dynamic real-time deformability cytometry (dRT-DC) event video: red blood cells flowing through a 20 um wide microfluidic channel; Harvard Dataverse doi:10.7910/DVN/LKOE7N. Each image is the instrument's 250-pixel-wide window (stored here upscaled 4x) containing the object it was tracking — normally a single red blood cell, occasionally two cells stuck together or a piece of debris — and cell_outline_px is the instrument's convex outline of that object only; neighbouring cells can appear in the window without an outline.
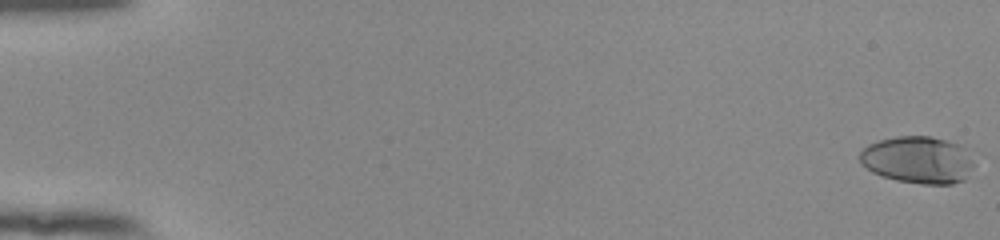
{"species": "human", "species_latin": "Homo sapiens", "temperature_condition": "room temperature", "stored_images_in_passage": 55, "camera_frame_rate_fps": 3000, "um_per_image_px": 0.085, "donor": {"sex": "female"}, "frame": {"image": 1, "passage_image": 1, "time_ms": 0.0, "image_size_px": [1000, 240], "cell_outline_px": [[972, 168], [964, 180], [952, 184], [920, 184], [896, 180], [872, 172], [860, 164], [860, 152], [868, 144], [880, 140], [896, 136], [928, 136], [944, 140], [956, 144], [964, 148], [972, 164]], "centroid_in_image_um": [77.97, 13.6], "position_along_channel_um": 7.0, "area_um2": 31.04}}
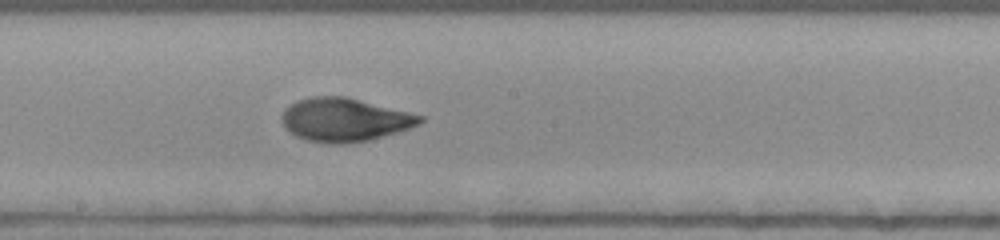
{"frame": {"image": 2, "passage_image": 32, "time_ms": 10.333, "image_size_px": [1000, 240], "cell_outline_px": [[424, 120], [420, 124], [396, 132], [368, 140], [344, 144], [328, 144], [308, 140], [296, 136], [284, 124], [280, 116], [292, 104], [300, 100], [312, 96], [344, 96], [424, 116]], "centroid_in_image_um": [29.3, 10.18], "position_along_channel_um": 218.9, "area_um2": 34.33}}
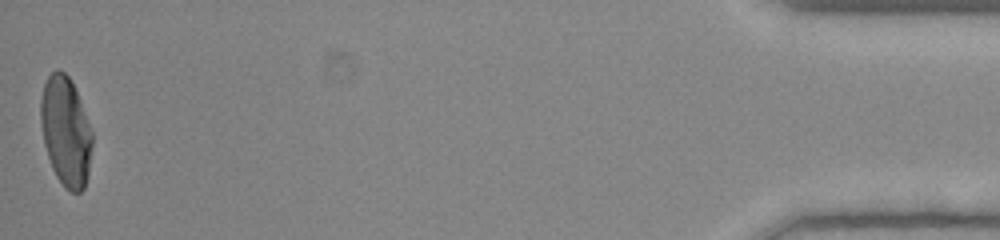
{"frame": {"image": 3, "passage_image": 55, "time_ms": 18.0, "image_size_px": [1000, 240], "cell_outline_px": [[92, 144], [88, 172], [84, 188], [80, 192], [72, 192], [64, 188], [56, 176], [52, 168], [44, 144], [40, 124], [40, 100], [44, 84], [48, 76], [56, 68], [64, 72], [68, 76], [76, 92], [92, 132]], "centroid_in_image_um": [5.56, 11.18], "position_along_channel_um": 429.6, "area_um2": 32.6}, "authors_computed_cell_mechanics": {"area_um2": 33.1772, "velocity_mm_per_s": 3.8819, "shape_relaxation_time_tau1_ms": 6.3504, "shape_relaxation_time_tau2_ms": 1.1293, "deformation_change_tau1": 0.245, "deformation_change_tau2": 0.0584}}